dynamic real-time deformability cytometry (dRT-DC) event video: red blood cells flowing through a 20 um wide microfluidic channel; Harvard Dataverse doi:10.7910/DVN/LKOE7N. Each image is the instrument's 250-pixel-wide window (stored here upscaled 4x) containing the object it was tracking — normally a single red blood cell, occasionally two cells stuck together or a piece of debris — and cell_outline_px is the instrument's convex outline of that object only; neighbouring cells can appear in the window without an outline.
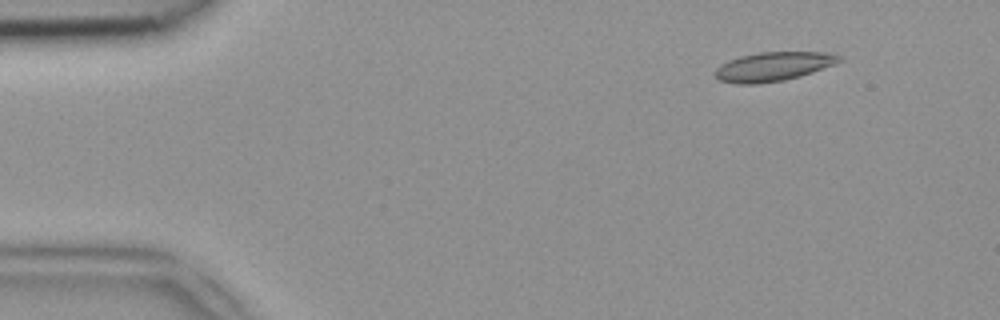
{"species": "common noctule bat (a hibernating species)", "species_latin": "Nyctalus noctula", "temperature_condition": "room temperature", "stored_images_in_passage": 49, "camera_frame_rate_fps": 3000, "um_per_image_px": 0.085, "animal": {"sex": "female", "body_mass_g": 18.4}, "frame": {"image": 1, "passage_image": 6, "time_ms": 1.667, "image_size_px": [1000, 320], "cell_outline_px": [[844, 60], [836, 64], [800, 76], [784, 80], [756, 84], [736, 84], [720, 80], [712, 72], [720, 64], [728, 60], [740, 56], [760, 52], [828, 52], [840, 56]], "centroid_in_image_um": [65.72, 5.65], "position_along_channel_um": 19.3, "area_um2": 21.15}}
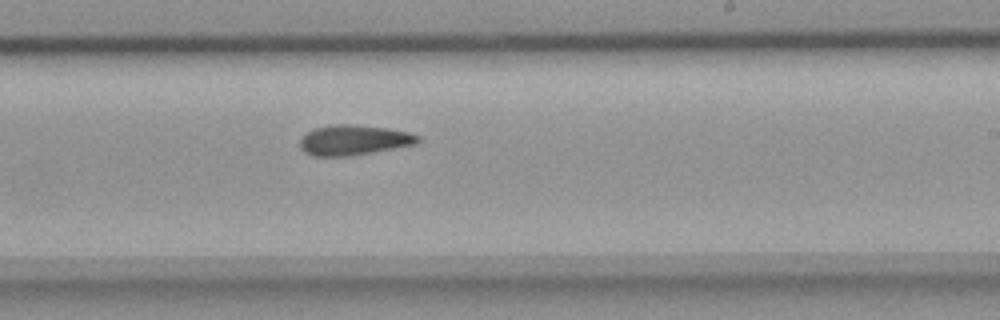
{"frame": {"image": 2, "passage_image": 30, "time_ms": 9.667, "image_size_px": [1000, 320], "cell_outline_px": [[420, 140], [416, 144], [372, 152], [348, 156], [312, 156], [304, 152], [300, 148], [300, 140], [312, 128], [336, 124], [348, 124], [388, 128], [408, 132], [420, 136]], "centroid_in_image_um": [30.06, 11.9], "position_along_channel_um": 258.9, "area_um2": 20.63}}
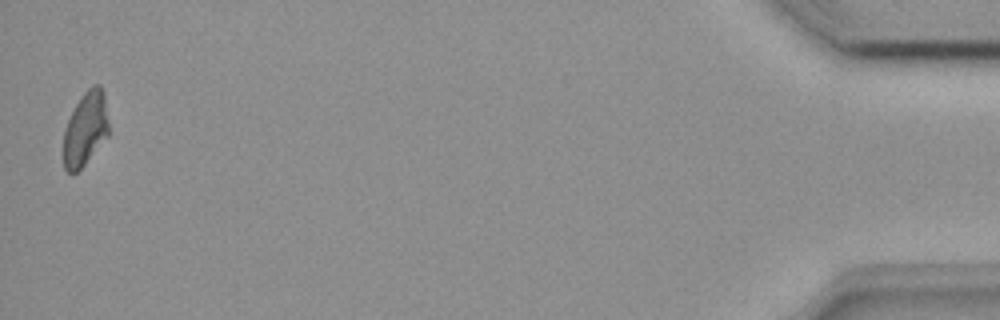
{"frame": {"image": 3, "passage_image": 49, "time_ms": 16.0, "image_size_px": [1000, 320], "cell_outline_px": [[108, 136], [84, 164], [76, 172], [68, 172], [64, 168], [64, 132], [68, 120], [76, 104], [84, 92], [92, 84], [100, 84], [104, 92], [108, 120]], "centroid_in_image_um": [7.28, 10.91], "position_along_channel_um": 427.9, "area_um2": 19.25}}